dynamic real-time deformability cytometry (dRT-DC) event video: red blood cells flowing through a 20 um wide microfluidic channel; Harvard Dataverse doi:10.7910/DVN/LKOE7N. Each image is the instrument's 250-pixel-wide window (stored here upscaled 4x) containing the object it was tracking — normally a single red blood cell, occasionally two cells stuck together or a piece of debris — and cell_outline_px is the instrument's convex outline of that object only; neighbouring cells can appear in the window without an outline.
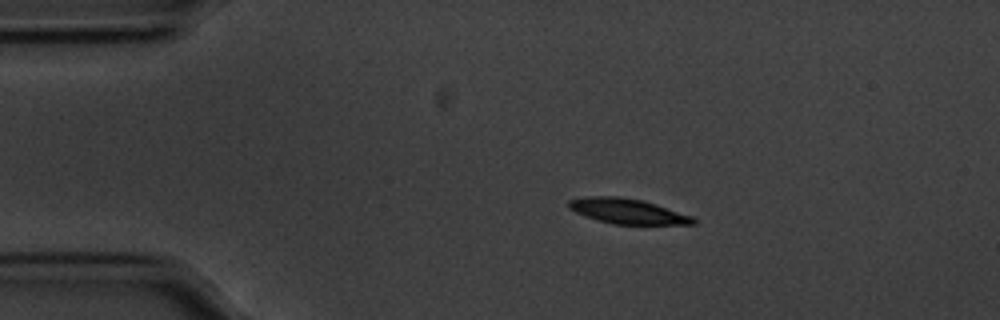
{"species": "common noctule bat (a hibernating species)", "species_latin": "Nyctalus noctula", "temperature_condition": "cold", "stored_images_in_passage": 47, "camera_frame_rate_fps": 3000, "um_per_image_px": 0.085, "animal": {"sex": "male", "body_mass_g": 20.1, "forearm_length_mm": 53.5}, "frame": {"image": 1, "passage_image": 1, "time_ms": 0.0, "image_size_px": [1000, 320], "cell_outline_px": [[696, 224], [612, 224], [576, 212], [568, 208], [568, 200], [588, 196], [620, 196], [640, 200], [692, 216], [696, 220]], "centroid_in_image_um": [53.31, 17.95], "position_along_channel_um": 31.7, "area_um2": 17.8}}
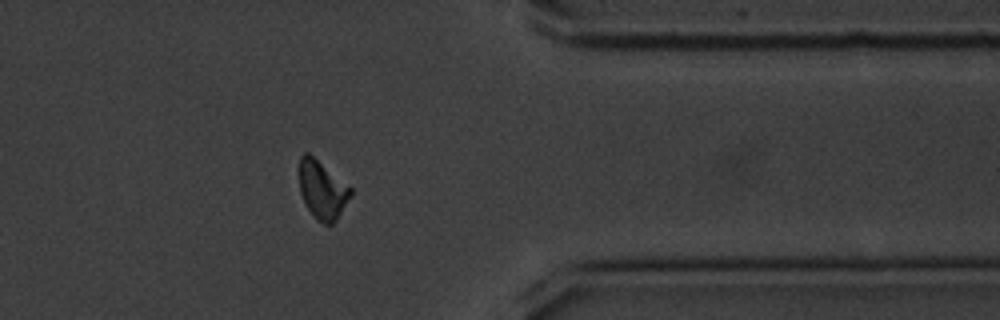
{"frame": {"image": 2, "passage_image": 36, "time_ms": 11.667, "image_size_px": [1000, 320], "cell_outline_px": [[352, 192], [336, 220], [332, 224], [324, 224], [316, 220], [312, 216], [300, 192], [300, 156], [304, 152], [308, 152], [352, 188]], "centroid_in_image_um": [27.38, 16.14], "position_along_channel_um": 384.0, "area_um2": 17.11}}
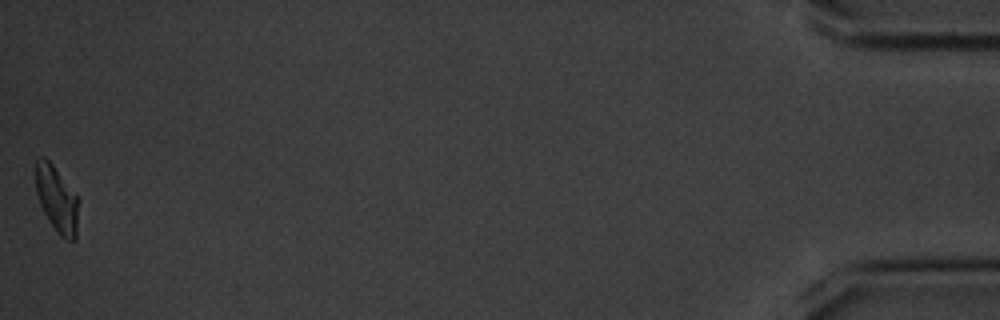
{"frame": {"image": 3, "passage_image": 47, "time_ms": 15.333, "image_size_px": [1000, 320], "cell_outline_px": [[80, 200], [76, 240], [68, 240], [60, 236], [56, 232], [48, 220], [40, 204], [36, 192], [36, 160], [40, 156], [44, 156], [52, 164], [76, 192]], "centroid_in_image_um": [4.87, 16.95], "position_along_channel_um": 430.3, "area_um2": 16.94}, "authors_computed_cell_mechanics": {"area_um2": 18.1492, "velocity_mm_per_s": 3.5145, "shape_relaxation_time_tau1_ms": 2.4984, "shape_relaxation_time_tau2_ms": null, "deformation_change_tau1": 0.1098, "deformation_change_tau2": null}}